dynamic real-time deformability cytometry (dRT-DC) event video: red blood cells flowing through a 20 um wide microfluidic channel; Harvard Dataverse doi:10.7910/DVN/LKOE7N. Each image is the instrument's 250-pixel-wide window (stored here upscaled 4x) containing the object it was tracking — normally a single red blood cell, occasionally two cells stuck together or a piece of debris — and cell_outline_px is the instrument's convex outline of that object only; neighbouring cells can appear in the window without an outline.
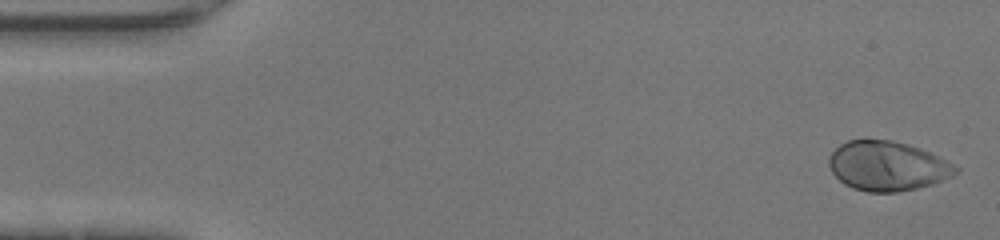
{"species": "human", "species_latin": "Homo sapiens", "temperature_condition": "warm", "stored_images_in_passage": 45, "camera_frame_rate_fps": 3000, "um_per_image_px": 0.085, "donor": {"sex": "female"}, "frame": {"image": 1, "passage_image": 1, "time_ms": 0.0, "image_size_px": [1000, 240], "cell_outline_px": [[960, 172], [944, 180], [932, 184], [916, 188], [896, 192], [868, 192], [852, 188], [844, 184], [832, 172], [828, 164], [828, 156], [840, 144], [848, 140], [892, 140], [908, 144], [920, 148], [940, 156], [960, 168]], "centroid_in_image_um": [75.45, 14.11], "position_along_channel_um": 9.6, "area_um2": 36.76}}
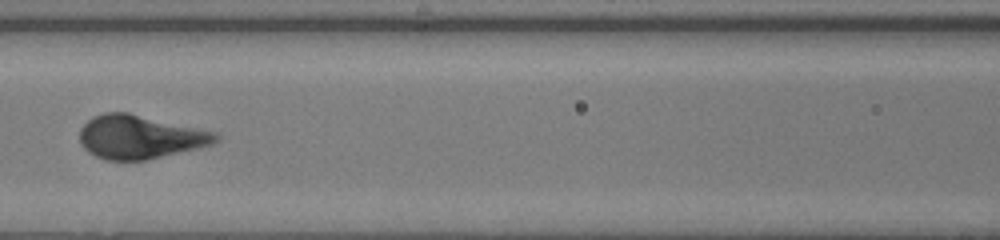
{"frame": {"image": 2, "passage_image": 20, "time_ms": 6.333, "image_size_px": [1000, 240], "cell_outline_px": [[220, 140], [212, 144], [200, 148], [144, 160], [104, 160], [88, 152], [80, 144], [80, 128], [92, 116], [104, 112], [128, 112], [216, 132], [220, 136]], "centroid_in_image_um": [11.89, 11.64], "position_along_channel_um": 154.7, "area_um2": 34.68}}
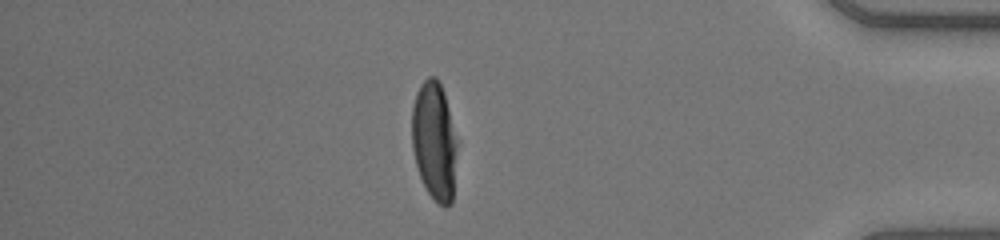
{"frame": {"image": 3, "passage_image": 39, "time_ms": 12.667, "image_size_px": [1000, 240], "cell_outline_px": [[460, 140], [452, 204], [444, 208], [428, 192], [420, 176], [416, 164], [412, 148], [412, 108], [416, 92], [420, 84], [428, 76], [436, 76], [444, 92]], "centroid_in_image_um": [36.98, 11.97], "position_along_channel_um": 398.2, "area_um2": 32.31}, "authors_computed_cell_mechanics": {"area_um2": 34.7956, "velocity_mm_per_s": 4.4656, "shape_relaxation_time_tau1_ms": 2.7044, "shape_relaxation_time_tau2_ms": null, "deformation_change_tau1": 0.224, "deformation_change_tau2": null}}